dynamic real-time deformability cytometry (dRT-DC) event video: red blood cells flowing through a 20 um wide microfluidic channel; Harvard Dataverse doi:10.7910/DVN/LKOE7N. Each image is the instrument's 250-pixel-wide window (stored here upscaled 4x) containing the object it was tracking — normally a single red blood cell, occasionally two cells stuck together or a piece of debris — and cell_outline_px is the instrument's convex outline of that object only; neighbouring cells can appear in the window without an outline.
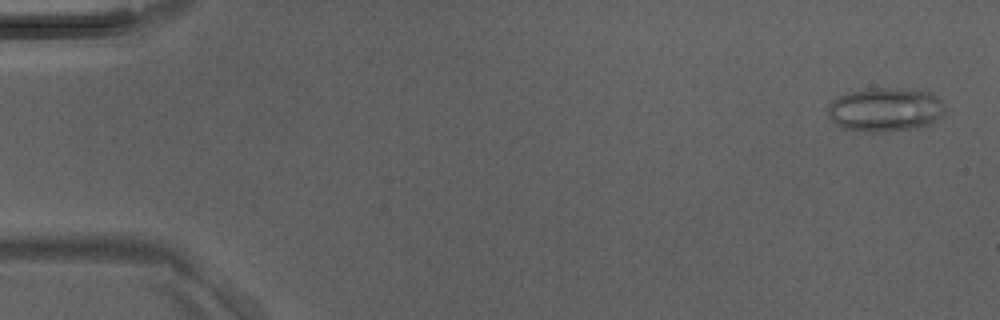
{"species": "Egyptian fruit bat (a non-hibernating species)", "species_latin": "Rousettus aegyptiacus", "temperature_condition": "room temperature", "stored_images_in_passage": 46, "camera_frame_rate_fps": 3000, "um_per_image_px": 0.085, "animal": {"sex": "male"}, "frame": {"image": 1, "passage_image": 2, "time_ms": 0.333, "image_size_px": [1000, 320], "cell_outline_px": [[948, 108], [932, 124], [916, 128], [880, 132], [876, 132], [844, 128], [836, 124], [828, 116], [828, 104], [836, 96], [848, 92], [868, 88], [896, 88], [928, 92], [936, 96]], "centroid_in_image_um": [75.24, 9.31], "position_along_channel_um": 9.8, "area_um2": 30.06}}
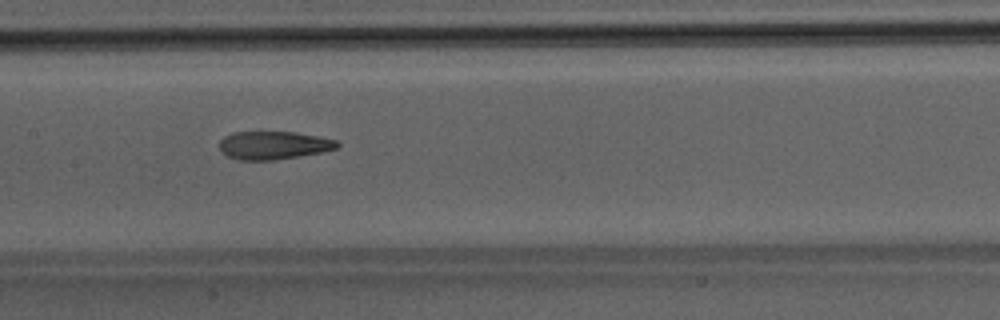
{"frame": {"image": 2, "passage_image": 23, "time_ms": 7.333, "image_size_px": [1000, 320], "cell_outline_px": [[340, 144], [336, 148], [320, 152], [272, 160], [240, 160], [228, 156], [220, 152], [220, 140], [224, 136], [232, 132], [296, 132], [336, 140]], "centroid_in_image_um": [23.2, 12.34], "position_along_channel_um": 184.2, "area_um2": 19.07}}
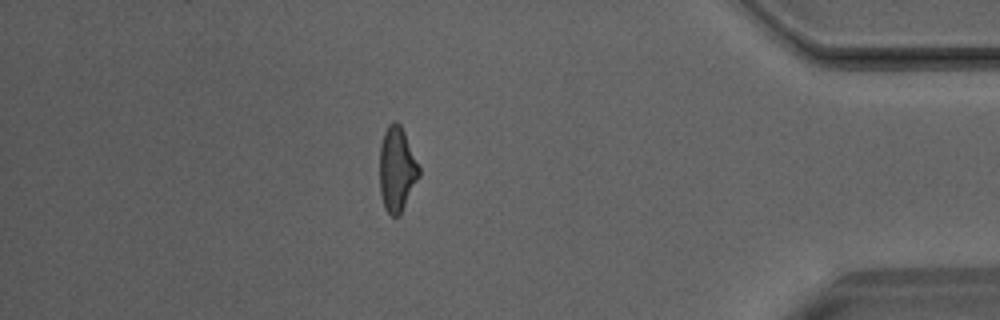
{"frame": {"image": 3, "passage_image": 40, "time_ms": 13.0, "image_size_px": [1000, 320], "cell_outline_px": [[420, 176], [400, 216], [392, 216], [384, 208], [380, 192], [380, 144], [384, 132], [388, 124], [392, 120], [396, 120], [400, 124], [404, 132], [420, 168]], "centroid_in_image_um": [33.73, 14.39], "position_along_channel_um": 401.5, "area_um2": 19.59}}